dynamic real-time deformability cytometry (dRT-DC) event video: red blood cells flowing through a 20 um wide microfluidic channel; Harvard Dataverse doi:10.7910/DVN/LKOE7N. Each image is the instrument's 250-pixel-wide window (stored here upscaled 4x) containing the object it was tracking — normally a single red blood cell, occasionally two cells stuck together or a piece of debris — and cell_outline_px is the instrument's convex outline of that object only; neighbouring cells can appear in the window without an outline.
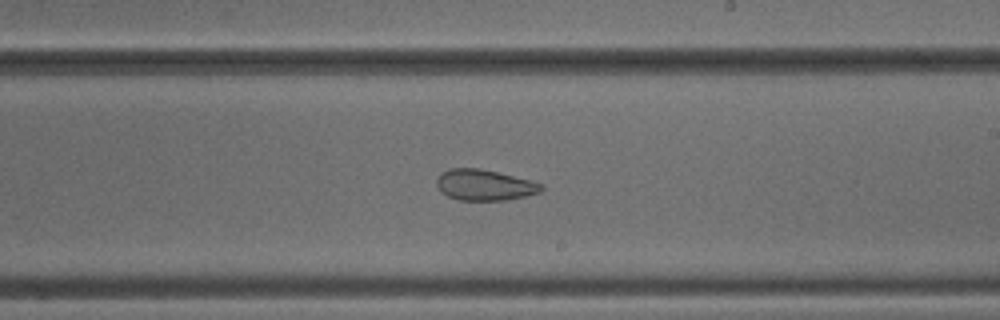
{"species": "common noctule bat (a hibernating species)", "species_latin": "Nyctalus noctula", "temperature_condition": "cold", "stored_images_in_passage": 52, "camera_frame_rate_fps": 3000, "um_per_image_px": 0.085, "animal": {"sex": "male", "body_mass_g": 18.8}, "frame": {"image": 1, "passage_image": 30, "time_ms": 9.667, "image_size_px": [1000, 320], "cell_outline_px": [[544, 188], [540, 192], [524, 196], [504, 200], [460, 200], [448, 196], [440, 192], [436, 184], [436, 180], [440, 172], [448, 168], [480, 168], [528, 180], [540, 184]], "centroid_in_image_um": [41.1, 15.72], "position_along_channel_um": 247.9, "area_um2": 18.67}, "authors_computed_cell_mechanics": {"area_um2": 26.0389, "velocity_mm_per_s": 3.8761, "shape_relaxation_time_tau1_ms": null, "shape_relaxation_time_tau2_ms": 2.6412, "deformation_change_tau1": null, "deformation_change_tau2": 0.099}}